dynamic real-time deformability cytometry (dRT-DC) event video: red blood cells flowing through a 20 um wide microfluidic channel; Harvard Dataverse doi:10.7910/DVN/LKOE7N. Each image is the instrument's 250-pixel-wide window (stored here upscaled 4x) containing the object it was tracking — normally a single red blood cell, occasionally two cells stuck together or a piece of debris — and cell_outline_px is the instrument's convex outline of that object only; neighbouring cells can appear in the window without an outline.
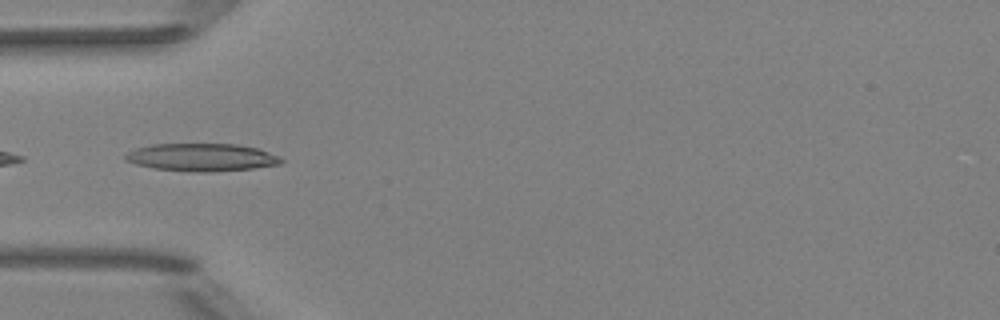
{"species": "Egyptian fruit bat (a non-hibernating species)", "species_latin": "Rousettus aegyptiacus", "temperature_condition": "room temperature", "stored_images_in_passage": 4, "camera_frame_rate_fps": 3000, "um_per_image_px": 0.085, "animal": {"sex": "female"}, "frame": {"image": 1, "passage_image": 3, "time_ms": 0.667, "image_size_px": [1000, 320], "cell_outline_px": [[284, 160], [280, 164], [252, 168], [204, 172], [196, 172], [156, 168], [136, 164], [124, 160], [124, 156], [128, 152], [136, 148], [152, 144], [236, 144], [256, 148], [280, 156]], "centroid_in_image_um": [17.13, 13.36], "position_along_channel_um": 67.9, "area_um2": 24.91}}
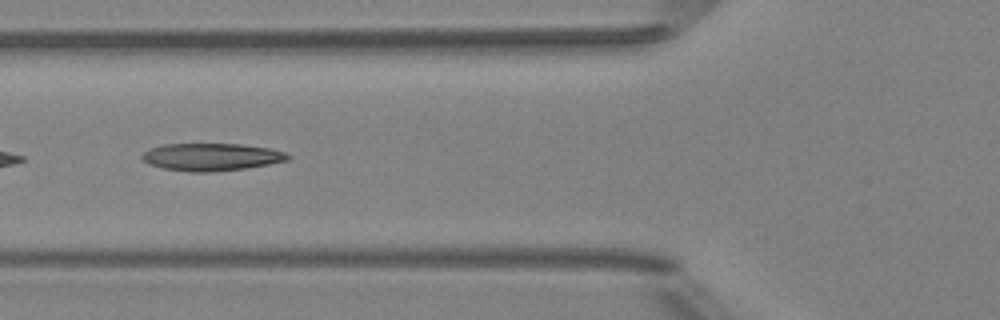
{"frame": {"image": 2, "passage_image": 4, "time_ms": 1.0, "image_size_px": [1000, 320], "cell_outline_px": [[292, 156], [288, 160], [248, 168], [208, 172], [188, 172], [164, 168], [148, 164], [140, 156], [148, 148], [164, 144], [240, 144], [268, 148], [284, 152]], "centroid_in_image_um": [17.94, 13.34], "position_along_channel_um": 107.9, "area_um2": 23.35}}